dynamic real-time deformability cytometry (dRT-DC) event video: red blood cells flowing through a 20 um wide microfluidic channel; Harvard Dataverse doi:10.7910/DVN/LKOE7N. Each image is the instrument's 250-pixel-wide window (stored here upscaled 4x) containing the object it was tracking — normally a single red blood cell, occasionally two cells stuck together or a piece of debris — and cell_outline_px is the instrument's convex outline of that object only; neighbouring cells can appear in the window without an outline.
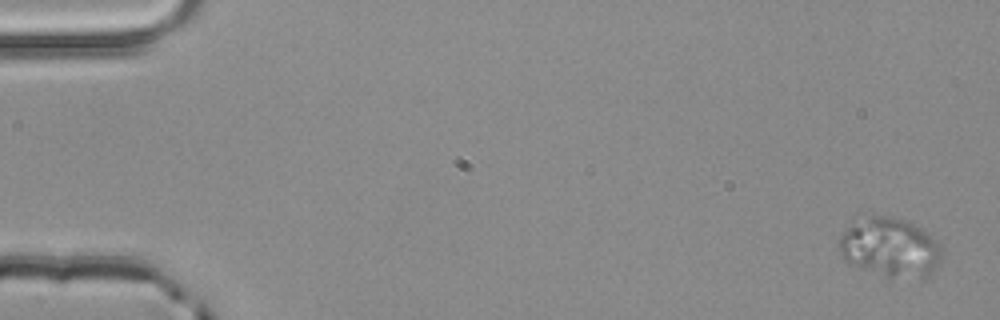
{"species": "common noctule bat (a hibernating species)", "species_latin": "Nyctalus noctula", "temperature_condition": "room temperature", "stored_images_in_passage": 3, "segment_of_instrument_passage": [2, 2], "camera_frame_rate_fps": 3000, "um_per_image_px": 0.085, "animal": {"sex": "male", "body_mass_g": 20.4}, "frame": {"image": 1, "passage_image": 3, "time_ms": 0.667, "image_size_px": [1000, 320], "cell_outline_px": [[944, 248], [940, 260], [932, 272], [920, 284], [888, 284], [848, 260], [840, 252], [836, 244], [840, 236], [852, 224], [868, 216], [884, 216], [908, 220], [920, 228]], "centroid_in_image_um": [75.72, 21.21], "position_along_channel_um": 9.3, "area_um2": 37.28}}